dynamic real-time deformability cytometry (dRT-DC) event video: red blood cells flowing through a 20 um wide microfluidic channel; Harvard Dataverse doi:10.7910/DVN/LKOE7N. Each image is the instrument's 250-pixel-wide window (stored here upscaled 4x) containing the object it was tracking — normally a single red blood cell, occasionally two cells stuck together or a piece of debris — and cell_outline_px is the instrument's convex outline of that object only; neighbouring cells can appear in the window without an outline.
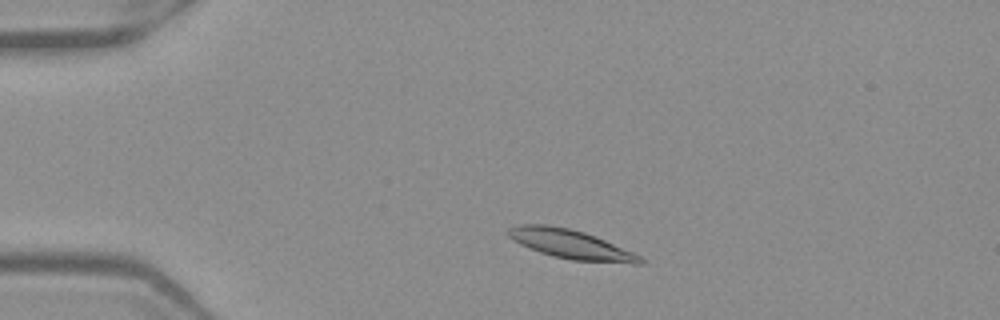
{"species": "Egyptian fruit bat (a non-hibernating species)", "species_latin": "Rousettus aegyptiacus", "temperature_condition": "warm", "stored_images_in_passage": 16, "camera_frame_rate_fps": 3000, "um_per_image_px": 0.085, "frame": {"image": 1, "passage_image": 4, "time_ms": 1.0, "image_size_px": [1000, 320], "cell_outline_px": [[644, 264], [632, 264], [572, 260], [552, 256], [540, 252], [520, 244], [512, 240], [504, 232], [508, 228], [516, 224], [548, 224], [568, 228], [584, 232], [604, 240], [632, 252], [640, 256], [644, 260]], "centroid_in_image_um": [48.46, 20.76], "position_along_channel_um": 36.5, "area_um2": 22.48}}
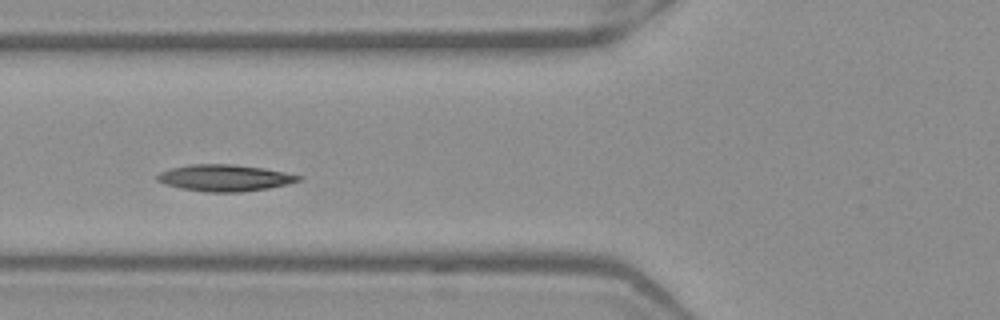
{"frame": {"image": 2, "passage_image": 13, "time_ms": 4.0, "image_size_px": [1000, 320], "cell_outline_px": [[304, 176], [300, 180], [288, 184], [268, 188], [240, 192], [204, 192], [180, 188], [164, 184], [156, 180], [156, 176], [160, 172], [172, 168], [188, 164], [232, 164], [264, 168]], "centroid_in_image_um": [19.09, 15.12], "position_along_channel_um": 106.7, "area_um2": 21.96}}
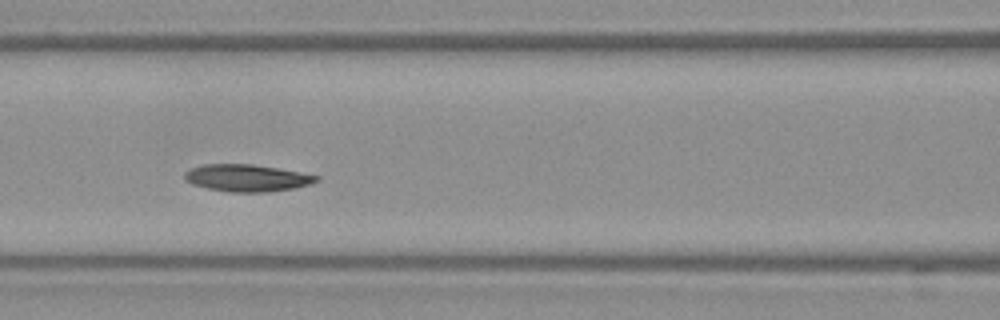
{"frame": {"image": 3, "passage_image": 16, "time_ms": 5.0, "image_size_px": [1000, 320], "cell_outline_px": [[320, 180], [308, 184], [292, 188], [268, 192], [228, 192], [208, 188], [192, 184], [184, 180], [184, 172], [192, 168], [204, 164], [252, 164], [300, 172], [320, 176]], "centroid_in_image_um": [20.96, 15.12], "position_along_channel_um": 145.6, "area_um2": 20.69}}